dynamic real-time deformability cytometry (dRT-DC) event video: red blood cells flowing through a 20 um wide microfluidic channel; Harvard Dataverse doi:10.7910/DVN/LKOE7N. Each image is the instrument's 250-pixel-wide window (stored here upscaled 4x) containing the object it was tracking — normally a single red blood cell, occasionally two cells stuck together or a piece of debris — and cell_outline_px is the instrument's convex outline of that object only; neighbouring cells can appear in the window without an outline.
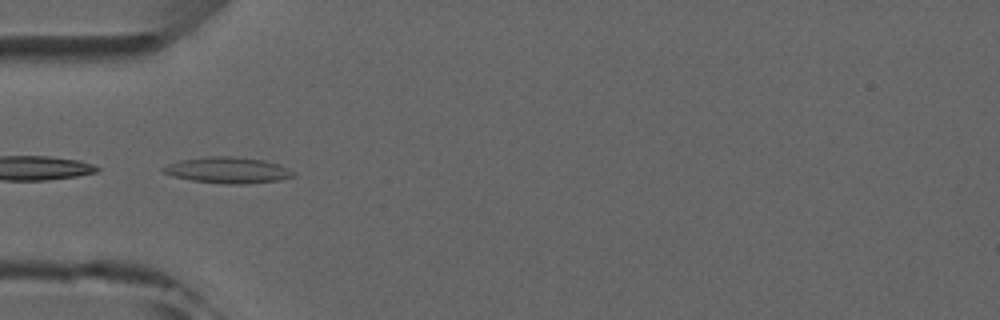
{"species": "common noctule bat (a hibernating species)", "species_latin": "Nyctalus noctula", "temperature_condition": "room temperature", "stored_images_in_passage": 3, "camera_frame_rate_fps": 3000, "um_per_image_px": 0.085, "animal": {"sex": "male", "forearm_length_mm": 52.5}, "frame": {"image": 1, "passage_image": 3, "time_ms": 2.333, "image_size_px": [1000, 320], "cell_outline_px": [[296, 176], [280, 180], [240, 184], [228, 184], [192, 180], [172, 176], [164, 172], [160, 168], [176, 160], [208, 156], [232, 156], [264, 160], [288, 168], [296, 172]], "centroid_in_image_um": [19.35, 14.45], "position_along_channel_um": 65.6, "area_um2": 19.83}}